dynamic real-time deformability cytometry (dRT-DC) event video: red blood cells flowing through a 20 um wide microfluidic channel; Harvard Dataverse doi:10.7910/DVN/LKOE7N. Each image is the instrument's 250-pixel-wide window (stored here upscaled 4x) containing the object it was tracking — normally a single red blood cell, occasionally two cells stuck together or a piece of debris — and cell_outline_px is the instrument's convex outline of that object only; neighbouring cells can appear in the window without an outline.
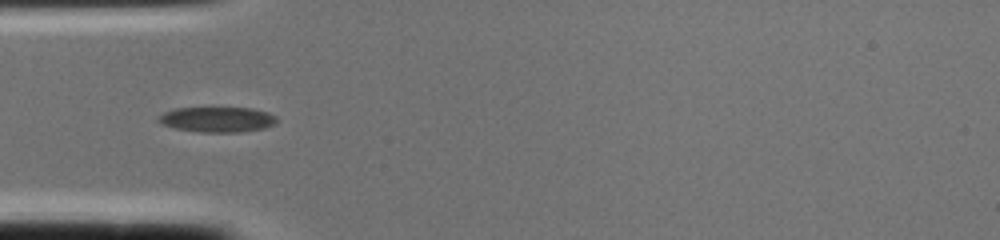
{"species": "common noctule bat (a hibernating species)", "species_latin": "Nyctalus noctula", "temperature_condition": "cold", "stored_images_in_passage": 2, "camera_frame_rate_fps": 3000, "um_per_image_px": 0.085, "animal": {"sex": "female", "body_mass_g": 22.0, "forearm_length_mm": 56.7}, "frame": {"image": 1, "passage_image": 2, "time_ms": 0.333, "image_size_px": [1000, 240], "cell_outline_px": [[276, 124], [264, 128], [240, 132], [200, 132], [176, 128], [160, 124], [156, 120], [156, 116], [172, 108], [252, 108], [268, 112], [276, 116]], "centroid_in_image_um": [18.43, 10.15], "position_along_channel_um": 66.6, "area_um2": 17.57}}